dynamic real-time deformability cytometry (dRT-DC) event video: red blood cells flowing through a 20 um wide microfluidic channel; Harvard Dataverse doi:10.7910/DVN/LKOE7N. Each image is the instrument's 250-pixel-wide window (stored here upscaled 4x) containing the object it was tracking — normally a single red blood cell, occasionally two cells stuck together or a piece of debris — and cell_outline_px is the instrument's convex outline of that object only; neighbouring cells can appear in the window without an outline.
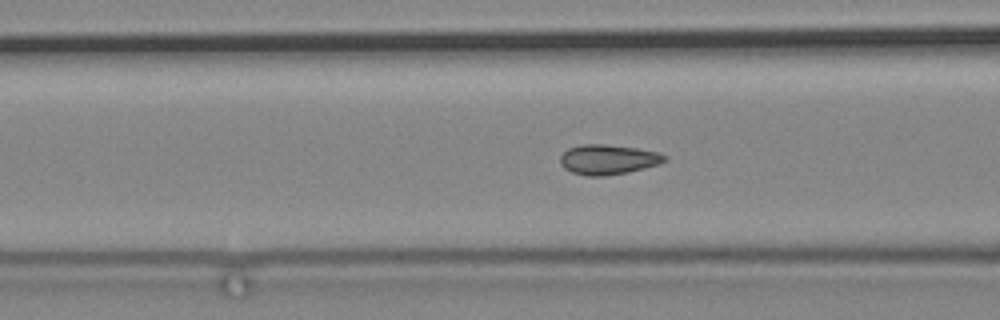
{"species": "common noctule bat (a hibernating species)", "species_latin": "Nyctalus noctula", "temperature_condition": "cold", "stored_images_in_passage": 79, "camera_frame_rate_fps": 3000, "um_per_image_px": 0.085, "animal": {"sex": "male", "body_mass_g": 19.2, "forearm_length_mm": 51.8}, "frame": {"image": 1, "passage_image": 41, "time_ms": 13.333, "image_size_px": [1000, 320], "cell_outline_px": [[668, 160], [660, 164], [628, 172], [604, 176], [588, 176], [572, 172], [564, 168], [560, 164], [560, 156], [568, 148], [584, 144], [604, 144], [636, 148], [660, 152], [668, 156]], "centroid_in_image_um": [51.72, 13.56], "position_along_channel_um": 114.9, "area_um2": 18.32}}
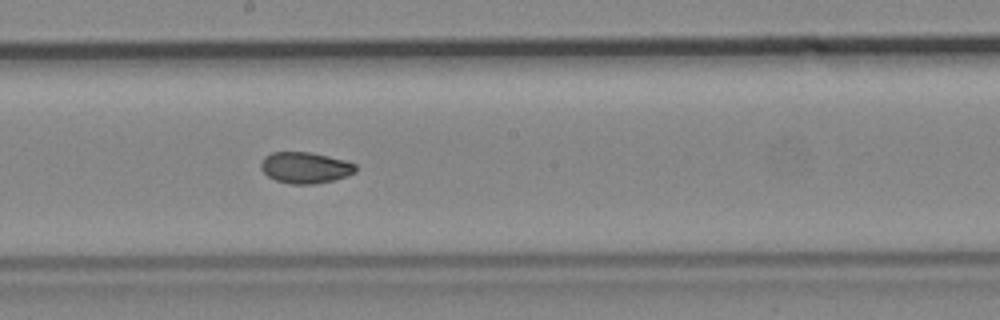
{"frame": {"image": 2, "passage_image": 51, "time_ms": 16.667, "image_size_px": [1000, 320], "cell_outline_px": [[356, 172], [348, 176], [332, 180], [312, 184], [292, 184], [276, 180], [268, 176], [260, 168], [260, 164], [264, 156], [272, 152], [308, 152], [328, 156], [344, 160], [356, 164]], "centroid_in_image_um": [25.94, 14.24], "position_along_channel_um": 222.3, "area_um2": 17.17}}
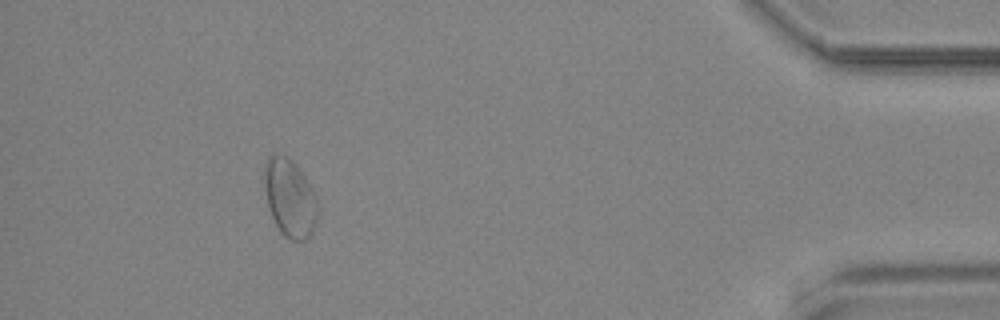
{"frame": {"image": 3, "passage_image": 74, "time_ms": 24.333, "image_size_px": [1000, 320], "cell_outline_px": [[316, 220], [312, 232], [304, 240], [292, 240], [284, 236], [280, 232], [268, 208], [264, 188], [264, 164], [268, 156], [284, 156], [292, 160], [296, 164], [304, 176], [316, 200]], "centroid_in_image_um": [24.59, 16.83], "position_along_channel_um": 410.6, "area_um2": 23.7}}